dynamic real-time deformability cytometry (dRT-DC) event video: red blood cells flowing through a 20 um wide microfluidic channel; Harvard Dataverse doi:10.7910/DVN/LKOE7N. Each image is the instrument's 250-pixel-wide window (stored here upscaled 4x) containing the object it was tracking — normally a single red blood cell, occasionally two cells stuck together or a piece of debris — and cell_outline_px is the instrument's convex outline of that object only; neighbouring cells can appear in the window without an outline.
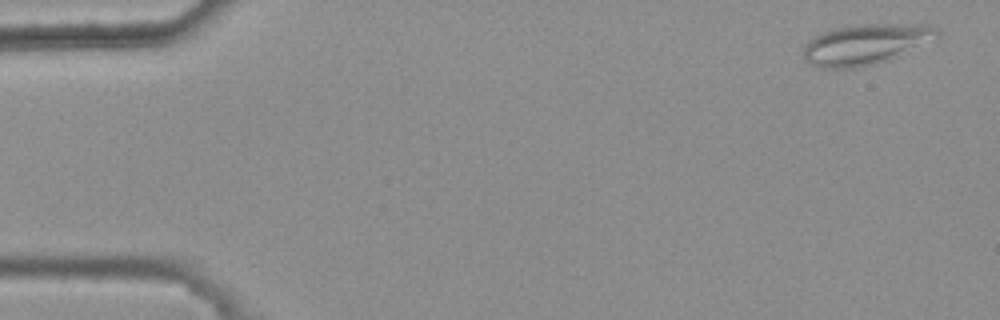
{"species": "common noctule bat (a hibernating species)", "species_latin": "Nyctalus noctula", "temperature_condition": "warm", "stored_images_in_passage": 48, "camera_frame_rate_fps": 3000, "um_per_image_px": 0.085, "animal": {"sex": "female", "body_mass_g": 25.1}, "frame": {"image": 1, "passage_image": 2, "time_ms": 0.333, "image_size_px": [1000, 320], "cell_outline_px": [[940, 36], [936, 40], [900, 56], [876, 64], [852, 68], [816, 68], [808, 64], [804, 60], [804, 44], [816, 36], [832, 28], [856, 24], [928, 24], [936, 28], [940, 32]], "centroid_in_image_um": [73.62, 3.77], "position_along_channel_um": 11.4, "area_um2": 32.19}}
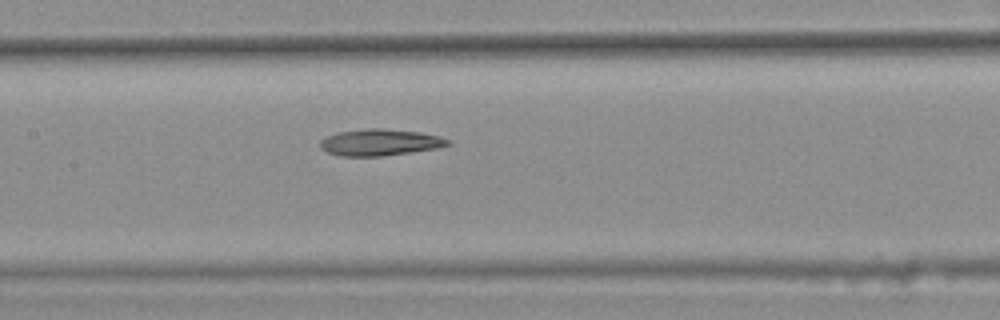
{"frame": {"image": 2, "passage_image": 25, "time_ms": 8.0, "image_size_px": [1000, 320], "cell_outline_px": [[452, 144], [440, 148], [380, 156], [340, 156], [328, 152], [320, 148], [320, 140], [336, 132], [364, 128], [384, 128], [420, 132], [440, 136], [448, 140]], "centroid_in_image_um": [32.3, 12.09], "position_along_channel_um": 175.1, "area_um2": 19.88}}
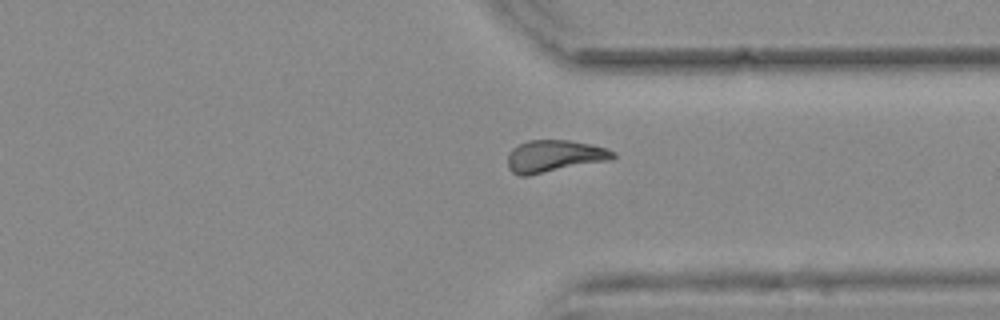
{"frame": {"image": 3, "passage_image": 40, "time_ms": 13.0, "image_size_px": [1000, 320], "cell_outline_px": [[616, 156], [612, 160], [528, 176], [520, 176], [512, 172], [508, 168], [508, 156], [512, 148], [528, 140], [568, 140], [592, 144], [608, 148], [616, 152]], "centroid_in_image_um": [47.16, 13.28], "position_along_channel_um": 364.2, "area_um2": 20.0}, "authors_computed_cell_mechanics": {"area_um2": 19.9121, "velocity_mm_per_s": 3.7832, "shape_relaxation_time_tau1_ms": null, "shape_relaxation_time_tau2_ms": 9.1257, "deformation_change_tau1": null, "deformation_change_tau2": 0.1841}}